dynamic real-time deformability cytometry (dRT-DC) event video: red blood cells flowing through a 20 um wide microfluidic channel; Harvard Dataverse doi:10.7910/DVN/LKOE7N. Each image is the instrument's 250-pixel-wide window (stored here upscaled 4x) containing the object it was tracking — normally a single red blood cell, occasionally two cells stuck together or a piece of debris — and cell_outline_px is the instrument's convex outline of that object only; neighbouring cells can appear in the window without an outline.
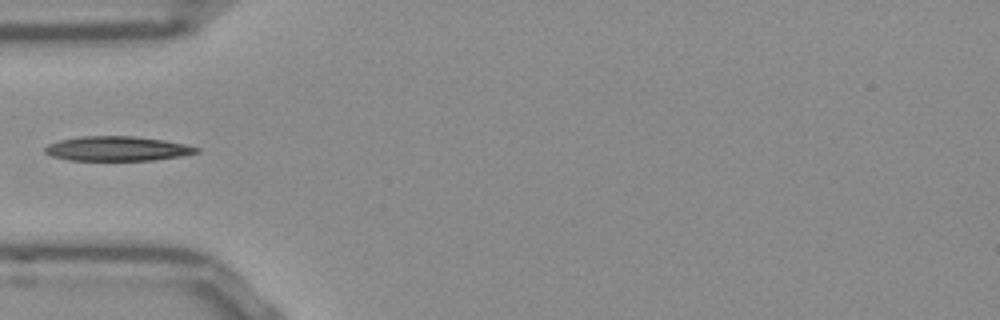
{"species": "Egyptian fruit bat (a non-hibernating species)", "species_latin": "Rousettus aegyptiacus", "temperature_condition": "room temperature", "stored_images_in_passage": 7, "camera_frame_rate_fps": 3000, "um_per_image_px": 0.085, "frame": {"image": 1, "passage_image": 1, "time_ms": 0.0, "image_size_px": [1000, 320], "cell_outline_px": [[200, 152], [180, 156], [152, 160], [68, 160], [52, 156], [44, 152], [44, 148], [48, 144], [60, 140], [80, 136], [136, 136], [164, 140], [184, 144], [200, 148]], "centroid_in_image_um": [9.95, 12.63], "position_along_channel_um": 75.0, "area_um2": 21.68}}